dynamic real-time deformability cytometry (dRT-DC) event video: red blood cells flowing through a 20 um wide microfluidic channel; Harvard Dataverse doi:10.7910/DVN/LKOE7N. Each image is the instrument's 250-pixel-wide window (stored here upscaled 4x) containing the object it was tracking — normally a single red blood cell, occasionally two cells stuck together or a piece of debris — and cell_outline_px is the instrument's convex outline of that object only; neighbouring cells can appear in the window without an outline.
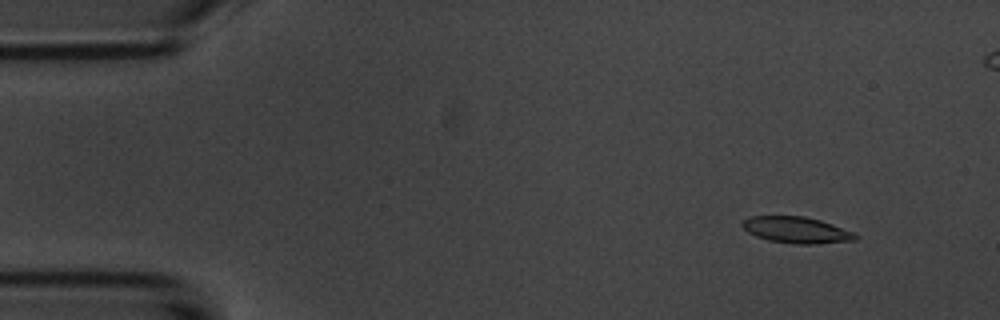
{"species": "common noctule bat (a hibernating species)", "species_latin": "Nyctalus noctula", "temperature_condition": "room temperature", "stored_images_in_passage": 51, "camera_frame_rate_fps": 3000, "um_per_image_px": 0.085, "animal": {"sex": "male", "body_mass_g": 20.1, "forearm_length_mm": 53.5}, "frame": {"image": 1, "passage_image": 1, "time_ms": 0.0, "image_size_px": [1000, 320], "cell_outline_px": [[860, 236], [856, 240], [816, 244], [792, 244], [768, 240], [756, 236], [748, 232], [740, 224], [748, 216], [804, 216], [820, 220], [856, 232]], "centroid_in_image_um": [67.73, 19.55], "position_along_channel_um": 17.3, "area_um2": 17.57}}
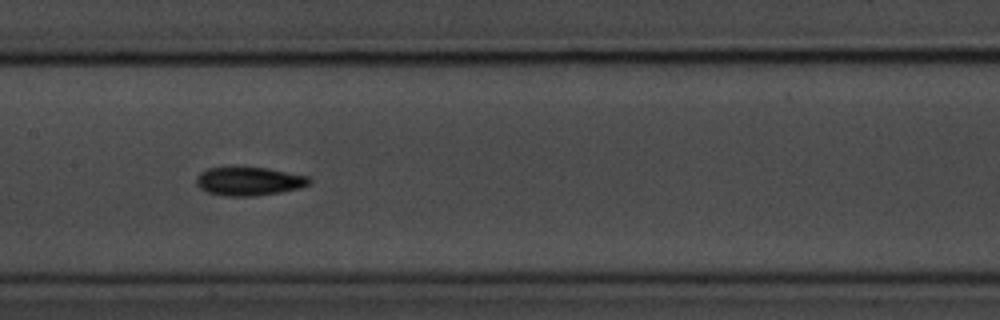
{"frame": {"image": 2, "passage_image": 22, "time_ms": 7.0, "image_size_px": [1000, 320], "cell_outline_px": [[312, 180], [308, 184], [300, 188], [280, 192], [256, 196], [224, 196], [208, 192], [200, 188], [196, 184], [196, 176], [200, 172], [208, 168], [232, 164], [268, 168], [308, 176]], "centroid_in_image_um": [21.11, 15.36], "position_along_channel_um": 186.3, "area_um2": 19.54}}
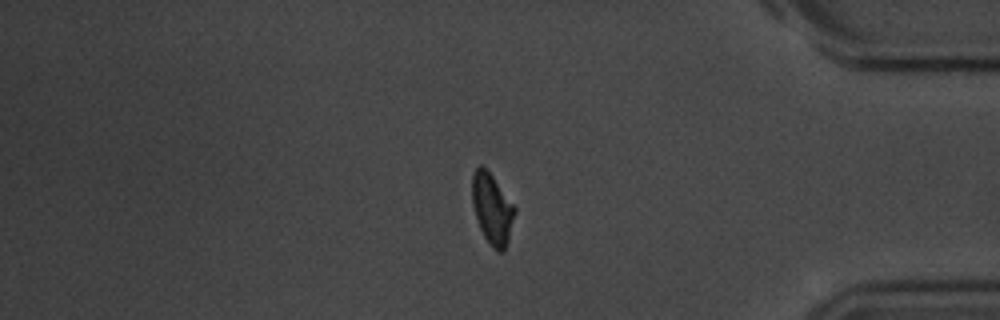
{"frame": {"image": 3, "passage_image": 41, "time_ms": 13.333, "image_size_px": [1000, 320], "cell_outline_px": [[516, 212], [508, 240], [504, 252], [496, 252], [492, 248], [484, 236], [480, 228], [472, 204], [472, 176], [476, 168], [480, 164], [492, 176], [516, 208]], "centroid_in_image_um": [41.83, 17.79], "position_along_channel_um": 393.4, "area_um2": 17.34}, "authors_computed_cell_mechanics": {"area_um2": 17.8602, "velocity_mm_per_s": 3.7128, "shape_relaxation_time_tau1_ms": 3.2808, "shape_relaxation_time_tau2_ms": 4.7255, "deformation_change_tau1": 0.1337, "deformation_change_tau2": 0.0863}}